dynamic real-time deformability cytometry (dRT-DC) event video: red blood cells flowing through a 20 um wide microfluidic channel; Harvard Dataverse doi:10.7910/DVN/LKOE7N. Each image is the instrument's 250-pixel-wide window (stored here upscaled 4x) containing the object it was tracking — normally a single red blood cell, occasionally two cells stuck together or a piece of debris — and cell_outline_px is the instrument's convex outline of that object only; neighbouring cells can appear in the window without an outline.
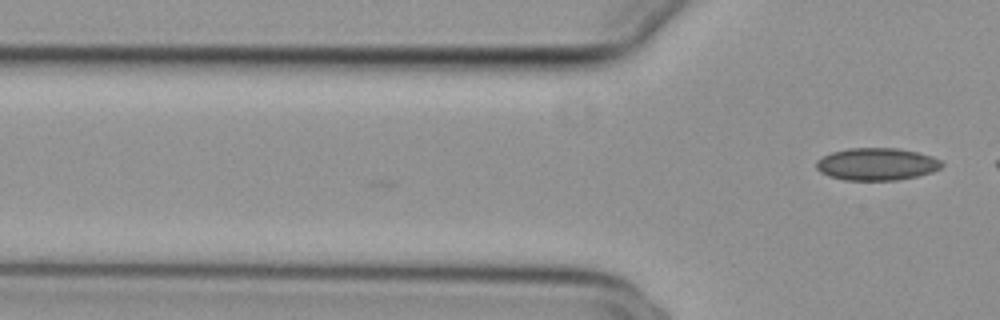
{"species": "common noctule bat (a hibernating species)", "species_latin": "Nyctalus noctula", "temperature_condition": "cold", "stored_images_in_passage": 2, "camera_frame_rate_fps": 3000, "um_per_image_px": 0.085, "animal": {"sex": "female", "body_mass_g": 29.2, "forearm_length_mm": 56.3}, "frame": {"image": 1, "passage_image": 2, "time_ms": 0.333, "image_size_px": [1000, 320], "cell_outline_px": [[944, 164], [940, 168], [932, 172], [916, 176], [896, 180], [844, 180], [828, 176], [820, 172], [816, 168], [816, 160], [820, 156], [832, 152], [848, 148], [900, 148], [932, 156], [940, 160]], "centroid_in_image_um": [74.48, 13.94], "position_along_channel_um": 51.3, "area_um2": 23.81}}